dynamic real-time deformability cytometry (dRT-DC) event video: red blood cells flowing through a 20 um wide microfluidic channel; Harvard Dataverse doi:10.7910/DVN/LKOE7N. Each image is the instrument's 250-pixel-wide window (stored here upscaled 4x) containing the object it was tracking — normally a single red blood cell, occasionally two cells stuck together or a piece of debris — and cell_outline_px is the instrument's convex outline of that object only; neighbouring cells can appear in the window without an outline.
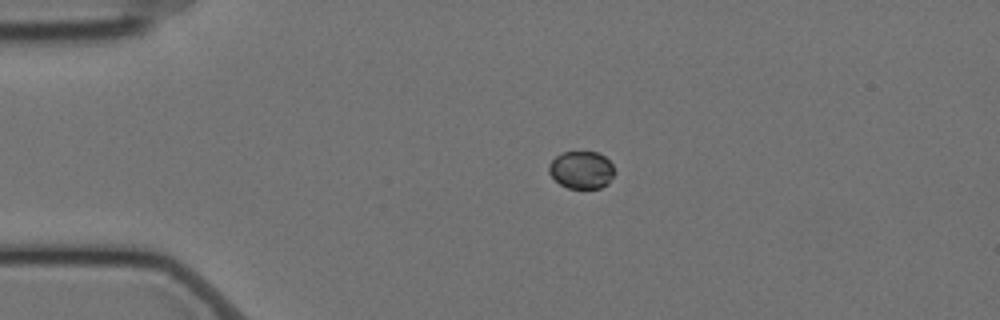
{"species": "Egyptian fruit bat (a non-hibernating species)", "species_latin": "Rousettus aegyptiacus", "temperature_condition": "cold", "stored_images_in_passage": 30, "camera_frame_rate_fps": 3000, "um_per_image_px": 0.085, "animal": {"sex": "female"}, "frame": {"image": 1, "passage_image": 1, "time_ms": 0.0, "image_size_px": [1000, 320], "cell_outline_px": [[616, 172], [608, 184], [600, 188], [568, 188], [560, 184], [548, 172], [548, 164], [556, 156], [564, 152], [596, 152], [604, 156], [612, 164]], "centroid_in_image_um": [49.44, 14.45], "position_along_channel_um": 35.6, "area_um2": 14.39}}
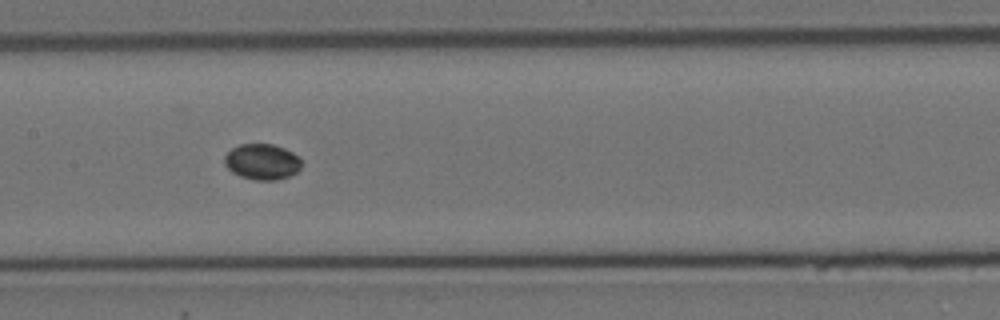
{"frame": {"image": 2, "passage_image": 17, "time_ms": 5.333, "image_size_px": [1000, 320], "cell_outline_px": [[300, 168], [296, 172], [288, 176], [276, 180], [256, 180], [240, 176], [232, 172], [224, 164], [224, 156], [232, 148], [240, 144], [272, 144], [284, 148], [292, 152], [300, 160]], "centroid_in_image_um": [22.24, 13.75], "position_along_channel_um": 185.2, "area_um2": 15.9}}
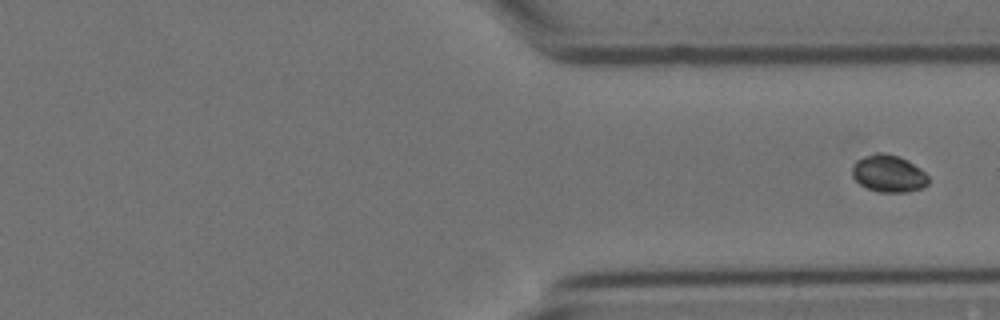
{"frame": {"image": 3, "passage_image": 30, "time_ms": 9.667, "image_size_px": [1000, 320], "cell_outline_px": [[928, 184], [924, 188], [908, 192], [876, 192], [864, 188], [852, 176], [852, 164], [856, 160], [864, 156], [876, 152], [880, 152], [896, 156], [908, 160], [920, 168], [928, 176]], "centroid_in_image_um": [75.51, 14.77], "position_along_channel_um": 335.9, "area_um2": 16.76}}